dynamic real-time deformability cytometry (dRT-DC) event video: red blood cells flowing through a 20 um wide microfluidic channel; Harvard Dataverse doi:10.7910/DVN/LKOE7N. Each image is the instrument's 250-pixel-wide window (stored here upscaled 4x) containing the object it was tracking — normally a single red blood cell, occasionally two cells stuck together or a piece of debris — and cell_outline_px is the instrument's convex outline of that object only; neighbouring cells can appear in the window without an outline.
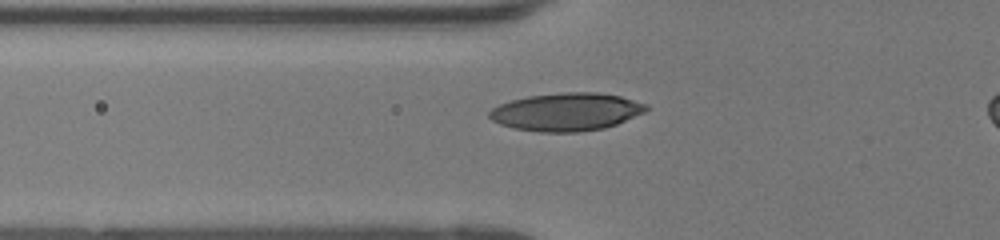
{"species": "human", "species_latin": "Homo sapiens", "temperature_condition": "room temperature", "stored_images_in_passage": 41, "camera_frame_rate_fps": 3000, "um_per_image_px": 0.085, "donor": {"sex": "female"}, "frame": {"image": 1, "passage_image": 11, "time_ms": 3.333, "image_size_px": [1000, 240], "cell_outline_px": [[648, 108], [644, 112], [616, 124], [604, 128], [576, 132], [540, 132], [512, 128], [500, 124], [492, 120], [488, 116], [488, 112], [492, 108], [500, 104], [512, 100], [528, 96], [560, 92], [596, 92], [620, 96], [648, 104]], "centroid_in_image_um": [48.12, 9.5], "position_along_channel_um": 77.7, "area_um2": 34.62}}
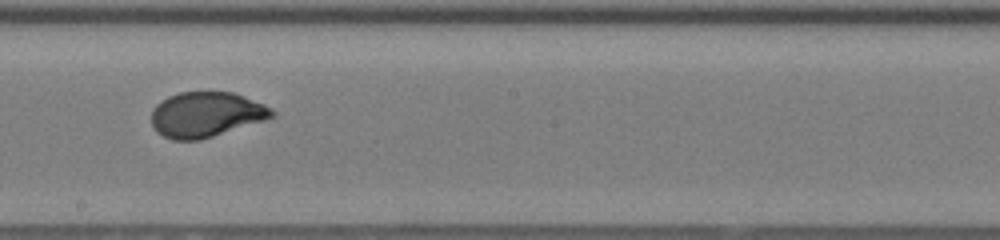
{"frame": {"image": 2, "passage_image": 22, "time_ms": 7.0, "image_size_px": [1000, 240], "cell_outline_px": [[276, 116], [264, 120], [200, 140], [172, 140], [156, 132], [152, 124], [152, 108], [160, 100], [168, 96], [180, 92], [232, 92], [244, 96], [264, 104], [272, 108], [276, 112]], "centroid_in_image_um": [17.5, 9.73], "position_along_channel_um": 230.7, "area_um2": 31.79}}
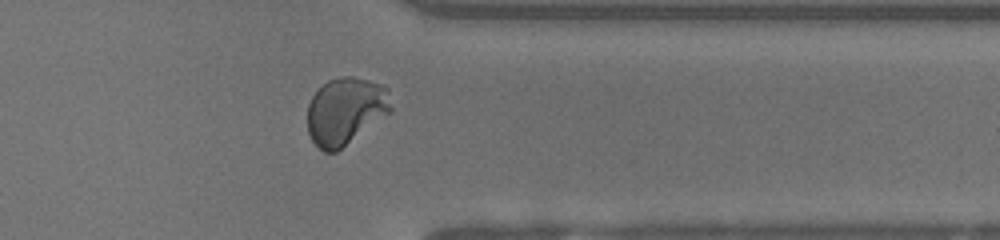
{"frame": {"image": 3, "passage_image": 33, "time_ms": 10.667, "image_size_px": [1000, 240], "cell_outline_px": [[392, 112], [336, 152], [324, 152], [312, 140], [308, 132], [308, 104], [312, 96], [328, 80], [344, 76], [352, 76], [384, 84], [388, 88], [392, 108]], "centroid_in_image_um": [29.4, 9.42], "position_along_channel_um": 382.0, "area_um2": 32.89}, "authors_computed_cell_mechanics": {"area_um2": 32.4836, "velocity_mm_per_s": 4.1747, "shape_relaxation_time_tau1_ms": 4.4782, "shape_relaxation_time_tau2_ms": null, "deformation_change_tau1": 0.206, "deformation_change_tau2": null}}